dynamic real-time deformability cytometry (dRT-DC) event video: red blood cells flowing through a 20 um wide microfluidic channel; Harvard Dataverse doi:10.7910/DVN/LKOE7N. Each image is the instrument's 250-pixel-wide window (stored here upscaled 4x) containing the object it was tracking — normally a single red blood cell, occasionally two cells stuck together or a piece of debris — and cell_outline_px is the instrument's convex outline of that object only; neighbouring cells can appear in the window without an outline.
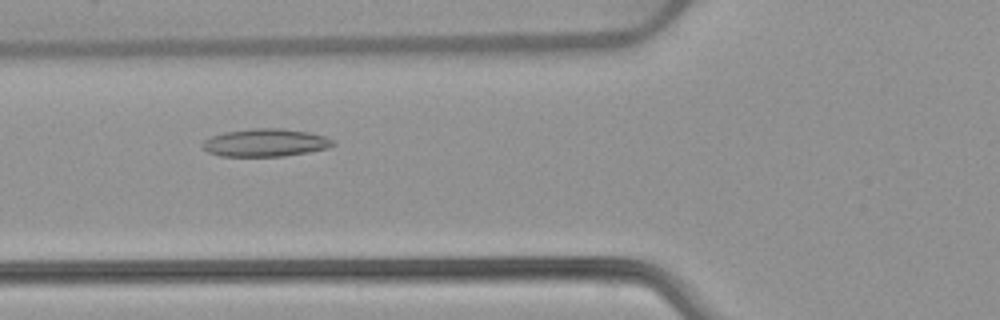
{"species": "common noctule bat (a hibernating species)", "species_latin": "Nyctalus noctula", "temperature_condition": "warm", "stored_images_in_passage": 8, "camera_frame_rate_fps": 3000, "um_per_image_px": 0.085, "animal": {"sex": "female", "body_mass_g": 22.7, "forearm_length_mm": 54.2}, "frame": {"image": 1, "passage_image": 6, "time_ms": 6.0, "image_size_px": [1000, 320], "cell_outline_px": [[336, 144], [328, 148], [308, 152], [284, 156], [220, 156], [208, 152], [200, 144], [204, 140], [212, 136], [224, 132], [252, 128], [280, 128], [308, 132], [324, 136], [332, 140]], "centroid_in_image_um": [22.54, 12.13], "position_along_channel_um": 103.3, "area_um2": 21.1}}
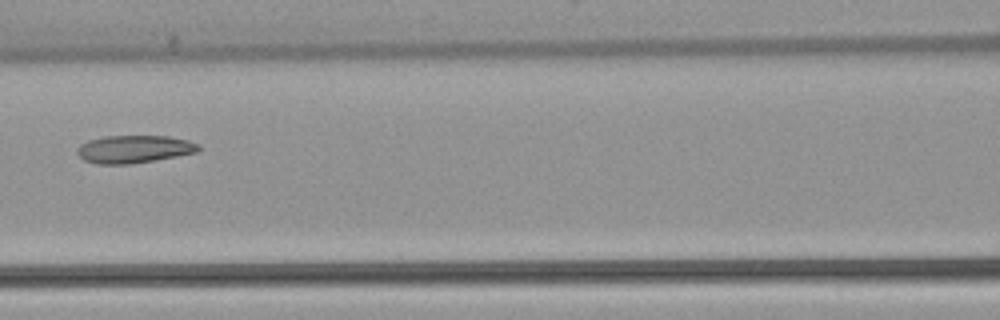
{"frame": {"image": 2, "passage_image": 7, "time_ms": 7.333, "image_size_px": [1000, 320], "cell_outline_px": [[200, 152], [132, 164], [96, 164], [84, 160], [76, 152], [76, 148], [80, 144], [88, 140], [104, 136], [168, 136], [188, 140], [200, 144]], "centroid_in_image_um": [11.41, 12.67], "position_along_channel_um": 155.2, "area_um2": 19.83}}
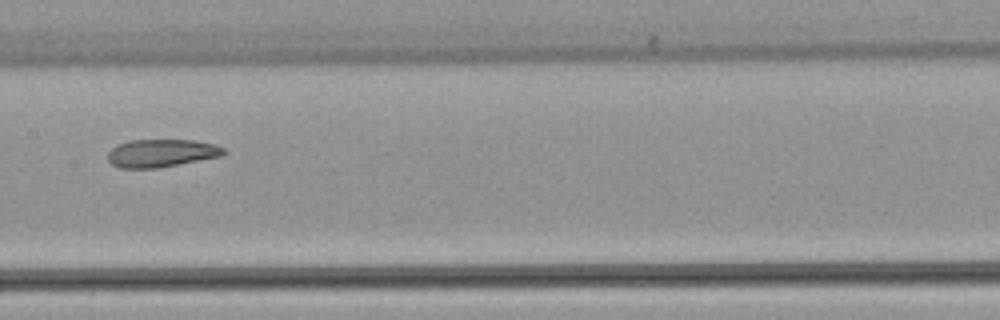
{"frame": {"image": 3, "passage_image": 8, "time_ms": 8.333, "image_size_px": [1000, 320], "cell_outline_px": [[228, 152], [220, 156], [156, 168], [120, 168], [112, 164], [108, 160], [108, 152], [116, 144], [132, 140], [192, 140], [212, 144], [224, 148]], "centroid_in_image_um": [13.68, 13.01], "position_along_channel_um": 193.7, "area_um2": 18.61}}